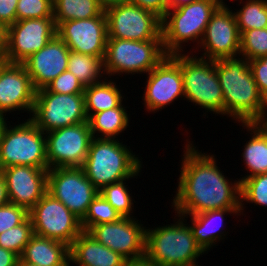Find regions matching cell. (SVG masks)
<instances>
[{"instance_id": "cell-26", "label": "cell", "mask_w": 267, "mask_h": 266, "mask_svg": "<svg viewBox=\"0 0 267 266\" xmlns=\"http://www.w3.org/2000/svg\"><path fill=\"white\" fill-rule=\"evenodd\" d=\"M116 82L104 76V81L84 88L85 111L87 118L91 115L118 107L124 98Z\"/></svg>"}, {"instance_id": "cell-2", "label": "cell", "mask_w": 267, "mask_h": 266, "mask_svg": "<svg viewBox=\"0 0 267 266\" xmlns=\"http://www.w3.org/2000/svg\"><path fill=\"white\" fill-rule=\"evenodd\" d=\"M214 62L223 91L224 115L238 123L259 122L267 112V102L258 90L249 62L242 57Z\"/></svg>"}, {"instance_id": "cell-16", "label": "cell", "mask_w": 267, "mask_h": 266, "mask_svg": "<svg viewBox=\"0 0 267 266\" xmlns=\"http://www.w3.org/2000/svg\"><path fill=\"white\" fill-rule=\"evenodd\" d=\"M228 6L221 5L211 15L200 48L201 58L220 60L240 56V33L235 14Z\"/></svg>"}, {"instance_id": "cell-33", "label": "cell", "mask_w": 267, "mask_h": 266, "mask_svg": "<svg viewBox=\"0 0 267 266\" xmlns=\"http://www.w3.org/2000/svg\"><path fill=\"white\" fill-rule=\"evenodd\" d=\"M127 180H122L119 182L112 183L103 187L99 193L108 201V203L122 216L131 218L133 213L132 207L134 203L132 202V197L129 194L127 185H125Z\"/></svg>"}, {"instance_id": "cell-50", "label": "cell", "mask_w": 267, "mask_h": 266, "mask_svg": "<svg viewBox=\"0 0 267 266\" xmlns=\"http://www.w3.org/2000/svg\"><path fill=\"white\" fill-rule=\"evenodd\" d=\"M5 119L6 118L4 116L0 115V135H1V132H2V129H3L5 122H7Z\"/></svg>"}, {"instance_id": "cell-44", "label": "cell", "mask_w": 267, "mask_h": 266, "mask_svg": "<svg viewBox=\"0 0 267 266\" xmlns=\"http://www.w3.org/2000/svg\"><path fill=\"white\" fill-rule=\"evenodd\" d=\"M124 266H158V265L147 260L144 257L138 260L127 261Z\"/></svg>"}, {"instance_id": "cell-47", "label": "cell", "mask_w": 267, "mask_h": 266, "mask_svg": "<svg viewBox=\"0 0 267 266\" xmlns=\"http://www.w3.org/2000/svg\"><path fill=\"white\" fill-rule=\"evenodd\" d=\"M6 29L0 24V51L3 53L5 49Z\"/></svg>"}, {"instance_id": "cell-37", "label": "cell", "mask_w": 267, "mask_h": 266, "mask_svg": "<svg viewBox=\"0 0 267 266\" xmlns=\"http://www.w3.org/2000/svg\"><path fill=\"white\" fill-rule=\"evenodd\" d=\"M28 218V210L25 207L8 203L0 206V234L18 226Z\"/></svg>"}, {"instance_id": "cell-12", "label": "cell", "mask_w": 267, "mask_h": 266, "mask_svg": "<svg viewBox=\"0 0 267 266\" xmlns=\"http://www.w3.org/2000/svg\"><path fill=\"white\" fill-rule=\"evenodd\" d=\"M47 192L82 220L99 190L82 167H57L48 169Z\"/></svg>"}, {"instance_id": "cell-13", "label": "cell", "mask_w": 267, "mask_h": 266, "mask_svg": "<svg viewBox=\"0 0 267 266\" xmlns=\"http://www.w3.org/2000/svg\"><path fill=\"white\" fill-rule=\"evenodd\" d=\"M53 17L16 21L6 29L3 60L22 63L43 48L57 33Z\"/></svg>"}, {"instance_id": "cell-28", "label": "cell", "mask_w": 267, "mask_h": 266, "mask_svg": "<svg viewBox=\"0 0 267 266\" xmlns=\"http://www.w3.org/2000/svg\"><path fill=\"white\" fill-rule=\"evenodd\" d=\"M52 6L56 27L68 20L97 17L105 11L98 0H53Z\"/></svg>"}, {"instance_id": "cell-46", "label": "cell", "mask_w": 267, "mask_h": 266, "mask_svg": "<svg viewBox=\"0 0 267 266\" xmlns=\"http://www.w3.org/2000/svg\"><path fill=\"white\" fill-rule=\"evenodd\" d=\"M126 0H98L99 4L106 9L107 7H110L112 5H116L120 2H124Z\"/></svg>"}, {"instance_id": "cell-32", "label": "cell", "mask_w": 267, "mask_h": 266, "mask_svg": "<svg viewBox=\"0 0 267 266\" xmlns=\"http://www.w3.org/2000/svg\"><path fill=\"white\" fill-rule=\"evenodd\" d=\"M33 235V225L28 217L20 225L14 226L0 234V247L14 252L20 257Z\"/></svg>"}, {"instance_id": "cell-24", "label": "cell", "mask_w": 267, "mask_h": 266, "mask_svg": "<svg viewBox=\"0 0 267 266\" xmlns=\"http://www.w3.org/2000/svg\"><path fill=\"white\" fill-rule=\"evenodd\" d=\"M240 211L241 209H218L189 215L192 217L190 220L192 223L189 226L191 227L193 236L196 243L204 252H208L216 244L217 240L220 241L222 239V236L224 239L226 235L222 231L224 215L235 213L237 216V214L241 215Z\"/></svg>"}, {"instance_id": "cell-17", "label": "cell", "mask_w": 267, "mask_h": 266, "mask_svg": "<svg viewBox=\"0 0 267 266\" xmlns=\"http://www.w3.org/2000/svg\"><path fill=\"white\" fill-rule=\"evenodd\" d=\"M133 217L93 226L88 233L99 243L119 253L127 261L145 257V230Z\"/></svg>"}, {"instance_id": "cell-21", "label": "cell", "mask_w": 267, "mask_h": 266, "mask_svg": "<svg viewBox=\"0 0 267 266\" xmlns=\"http://www.w3.org/2000/svg\"><path fill=\"white\" fill-rule=\"evenodd\" d=\"M70 49L56 34L43 48L22 62L35 90L45 88L68 68Z\"/></svg>"}, {"instance_id": "cell-3", "label": "cell", "mask_w": 267, "mask_h": 266, "mask_svg": "<svg viewBox=\"0 0 267 266\" xmlns=\"http://www.w3.org/2000/svg\"><path fill=\"white\" fill-rule=\"evenodd\" d=\"M117 139L92 138L82 166L86 177L100 191L103 187L139 176L141 159Z\"/></svg>"}, {"instance_id": "cell-30", "label": "cell", "mask_w": 267, "mask_h": 266, "mask_svg": "<svg viewBox=\"0 0 267 266\" xmlns=\"http://www.w3.org/2000/svg\"><path fill=\"white\" fill-rule=\"evenodd\" d=\"M234 14L240 35L247 30L267 28V0H248Z\"/></svg>"}, {"instance_id": "cell-11", "label": "cell", "mask_w": 267, "mask_h": 266, "mask_svg": "<svg viewBox=\"0 0 267 266\" xmlns=\"http://www.w3.org/2000/svg\"><path fill=\"white\" fill-rule=\"evenodd\" d=\"M34 234L70 246L83 231L81 220L48 192L28 211Z\"/></svg>"}, {"instance_id": "cell-29", "label": "cell", "mask_w": 267, "mask_h": 266, "mask_svg": "<svg viewBox=\"0 0 267 266\" xmlns=\"http://www.w3.org/2000/svg\"><path fill=\"white\" fill-rule=\"evenodd\" d=\"M103 59L104 57L70 51L67 70L74 74L85 88L103 80L101 79L103 78L102 75L105 76Z\"/></svg>"}, {"instance_id": "cell-6", "label": "cell", "mask_w": 267, "mask_h": 266, "mask_svg": "<svg viewBox=\"0 0 267 266\" xmlns=\"http://www.w3.org/2000/svg\"><path fill=\"white\" fill-rule=\"evenodd\" d=\"M7 125L0 135V170L15 165L48 169L45 133L29 118L14 127Z\"/></svg>"}, {"instance_id": "cell-25", "label": "cell", "mask_w": 267, "mask_h": 266, "mask_svg": "<svg viewBox=\"0 0 267 266\" xmlns=\"http://www.w3.org/2000/svg\"><path fill=\"white\" fill-rule=\"evenodd\" d=\"M248 131H251V139L247 141L242 152L246 170L250 171L249 175L238 179L240 183L246 177H252L258 174L267 173V132L258 123H242Z\"/></svg>"}, {"instance_id": "cell-1", "label": "cell", "mask_w": 267, "mask_h": 266, "mask_svg": "<svg viewBox=\"0 0 267 266\" xmlns=\"http://www.w3.org/2000/svg\"><path fill=\"white\" fill-rule=\"evenodd\" d=\"M189 141L184 147L178 188L172 206L177 215L218 209H241L240 181H229L217 166L216 158Z\"/></svg>"}, {"instance_id": "cell-18", "label": "cell", "mask_w": 267, "mask_h": 266, "mask_svg": "<svg viewBox=\"0 0 267 266\" xmlns=\"http://www.w3.org/2000/svg\"><path fill=\"white\" fill-rule=\"evenodd\" d=\"M56 33L70 51L95 57L105 56L108 37L105 11L97 17L61 22Z\"/></svg>"}, {"instance_id": "cell-40", "label": "cell", "mask_w": 267, "mask_h": 266, "mask_svg": "<svg viewBox=\"0 0 267 266\" xmlns=\"http://www.w3.org/2000/svg\"><path fill=\"white\" fill-rule=\"evenodd\" d=\"M17 3L18 0H0V24L5 29L17 21Z\"/></svg>"}, {"instance_id": "cell-9", "label": "cell", "mask_w": 267, "mask_h": 266, "mask_svg": "<svg viewBox=\"0 0 267 266\" xmlns=\"http://www.w3.org/2000/svg\"><path fill=\"white\" fill-rule=\"evenodd\" d=\"M32 117L44 133L88 121L84 93L61 94L46 88L36 91Z\"/></svg>"}, {"instance_id": "cell-23", "label": "cell", "mask_w": 267, "mask_h": 266, "mask_svg": "<svg viewBox=\"0 0 267 266\" xmlns=\"http://www.w3.org/2000/svg\"><path fill=\"white\" fill-rule=\"evenodd\" d=\"M20 258L37 266H70L69 246L34 234Z\"/></svg>"}, {"instance_id": "cell-5", "label": "cell", "mask_w": 267, "mask_h": 266, "mask_svg": "<svg viewBox=\"0 0 267 266\" xmlns=\"http://www.w3.org/2000/svg\"><path fill=\"white\" fill-rule=\"evenodd\" d=\"M220 5L213 0H195L189 4L168 9L161 20L162 43L166 55L181 54L185 42L198 46L204 36L211 15Z\"/></svg>"}, {"instance_id": "cell-34", "label": "cell", "mask_w": 267, "mask_h": 266, "mask_svg": "<svg viewBox=\"0 0 267 266\" xmlns=\"http://www.w3.org/2000/svg\"><path fill=\"white\" fill-rule=\"evenodd\" d=\"M241 211L243 213L244 203L251 202L255 205L267 206V173L246 177L240 183Z\"/></svg>"}, {"instance_id": "cell-38", "label": "cell", "mask_w": 267, "mask_h": 266, "mask_svg": "<svg viewBox=\"0 0 267 266\" xmlns=\"http://www.w3.org/2000/svg\"><path fill=\"white\" fill-rule=\"evenodd\" d=\"M49 92L61 94L84 93V87L77 77L68 70L61 73L52 80L46 87Z\"/></svg>"}, {"instance_id": "cell-35", "label": "cell", "mask_w": 267, "mask_h": 266, "mask_svg": "<svg viewBox=\"0 0 267 266\" xmlns=\"http://www.w3.org/2000/svg\"><path fill=\"white\" fill-rule=\"evenodd\" d=\"M240 55L247 61L267 55V28L251 29L240 35Z\"/></svg>"}, {"instance_id": "cell-52", "label": "cell", "mask_w": 267, "mask_h": 266, "mask_svg": "<svg viewBox=\"0 0 267 266\" xmlns=\"http://www.w3.org/2000/svg\"><path fill=\"white\" fill-rule=\"evenodd\" d=\"M219 5H225V3L223 2V0H219Z\"/></svg>"}, {"instance_id": "cell-43", "label": "cell", "mask_w": 267, "mask_h": 266, "mask_svg": "<svg viewBox=\"0 0 267 266\" xmlns=\"http://www.w3.org/2000/svg\"><path fill=\"white\" fill-rule=\"evenodd\" d=\"M9 203L8 194H7V187L6 181L3 175L0 173V206Z\"/></svg>"}, {"instance_id": "cell-8", "label": "cell", "mask_w": 267, "mask_h": 266, "mask_svg": "<svg viewBox=\"0 0 267 266\" xmlns=\"http://www.w3.org/2000/svg\"><path fill=\"white\" fill-rule=\"evenodd\" d=\"M197 57L180 54L184 98L201 106L207 112L224 115L223 91L216 73L215 62Z\"/></svg>"}, {"instance_id": "cell-49", "label": "cell", "mask_w": 267, "mask_h": 266, "mask_svg": "<svg viewBox=\"0 0 267 266\" xmlns=\"http://www.w3.org/2000/svg\"><path fill=\"white\" fill-rule=\"evenodd\" d=\"M16 266H37V265H33V264H30V263H27V262L23 261V260L19 257Z\"/></svg>"}, {"instance_id": "cell-15", "label": "cell", "mask_w": 267, "mask_h": 266, "mask_svg": "<svg viewBox=\"0 0 267 266\" xmlns=\"http://www.w3.org/2000/svg\"><path fill=\"white\" fill-rule=\"evenodd\" d=\"M148 75L143 96L147 111H158L185 97L180 54L166 55Z\"/></svg>"}, {"instance_id": "cell-51", "label": "cell", "mask_w": 267, "mask_h": 266, "mask_svg": "<svg viewBox=\"0 0 267 266\" xmlns=\"http://www.w3.org/2000/svg\"><path fill=\"white\" fill-rule=\"evenodd\" d=\"M3 53L0 51V64L3 62Z\"/></svg>"}, {"instance_id": "cell-4", "label": "cell", "mask_w": 267, "mask_h": 266, "mask_svg": "<svg viewBox=\"0 0 267 266\" xmlns=\"http://www.w3.org/2000/svg\"><path fill=\"white\" fill-rule=\"evenodd\" d=\"M178 216L175 224L145 230V258L158 266L195 265L205 253L185 224V217Z\"/></svg>"}, {"instance_id": "cell-20", "label": "cell", "mask_w": 267, "mask_h": 266, "mask_svg": "<svg viewBox=\"0 0 267 266\" xmlns=\"http://www.w3.org/2000/svg\"><path fill=\"white\" fill-rule=\"evenodd\" d=\"M10 203L28 211L47 193L48 169L15 165L0 170Z\"/></svg>"}, {"instance_id": "cell-41", "label": "cell", "mask_w": 267, "mask_h": 266, "mask_svg": "<svg viewBox=\"0 0 267 266\" xmlns=\"http://www.w3.org/2000/svg\"><path fill=\"white\" fill-rule=\"evenodd\" d=\"M132 4L139 6L147 11L152 12L161 20L164 18L168 11V6L165 0H126Z\"/></svg>"}, {"instance_id": "cell-27", "label": "cell", "mask_w": 267, "mask_h": 266, "mask_svg": "<svg viewBox=\"0 0 267 266\" xmlns=\"http://www.w3.org/2000/svg\"><path fill=\"white\" fill-rule=\"evenodd\" d=\"M122 104L118 107L95 113L88 118L92 137L115 139L127 128L130 120L128 119L127 110ZM98 133L101 134L99 135Z\"/></svg>"}, {"instance_id": "cell-19", "label": "cell", "mask_w": 267, "mask_h": 266, "mask_svg": "<svg viewBox=\"0 0 267 266\" xmlns=\"http://www.w3.org/2000/svg\"><path fill=\"white\" fill-rule=\"evenodd\" d=\"M36 90L31 77L22 63L0 64V115L7 112L28 111L32 113Z\"/></svg>"}, {"instance_id": "cell-42", "label": "cell", "mask_w": 267, "mask_h": 266, "mask_svg": "<svg viewBox=\"0 0 267 266\" xmlns=\"http://www.w3.org/2000/svg\"><path fill=\"white\" fill-rule=\"evenodd\" d=\"M18 259L14 252L0 247V266H16Z\"/></svg>"}, {"instance_id": "cell-14", "label": "cell", "mask_w": 267, "mask_h": 266, "mask_svg": "<svg viewBox=\"0 0 267 266\" xmlns=\"http://www.w3.org/2000/svg\"><path fill=\"white\" fill-rule=\"evenodd\" d=\"M48 169L82 167L92 134L88 121L45 133Z\"/></svg>"}, {"instance_id": "cell-31", "label": "cell", "mask_w": 267, "mask_h": 266, "mask_svg": "<svg viewBox=\"0 0 267 266\" xmlns=\"http://www.w3.org/2000/svg\"><path fill=\"white\" fill-rule=\"evenodd\" d=\"M121 218L122 216L98 193L81 220V226L83 231L88 232L95 225L116 222Z\"/></svg>"}, {"instance_id": "cell-48", "label": "cell", "mask_w": 267, "mask_h": 266, "mask_svg": "<svg viewBox=\"0 0 267 266\" xmlns=\"http://www.w3.org/2000/svg\"><path fill=\"white\" fill-rule=\"evenodd\" d=\"M264 130L267 132V113L263 116V118L258 122Z\"/></svg>"}, {"instance_id": "cell-10", "label": "cell", "mask_w": 267, "mask_h": 266, "mask_svg": "<svg viewBox=\"0 0 267 266\" xmlns=\"http://www.w3.org/2000/svg\"><path fill=\"white\" fill-rule=\"evenodd\" d=\"M107 38L133 41L162 40L161 19L128 1L105 9Z\"/></svg>"}, {"instance_id": "cell-7", "label": "cell", "mask_w": 267, "mask_h": 266, "mask_svg": "<svg viewBox=\"0 0 267 266\" xmlns=\"http://www.w3.org/2000/svg\"><path fill=\"white\" fill-rule=\"evenodd\" d=\"M165 56L162 40L107 38L103 69L108 78L117 73L148 74Z\"/></svg>"}, {"instance_id": "cell-45", "label": "cell", "mask_w": 267, "mask_h": 266, "mask_svg": "<svg viewBox=\"0 0 267 266\" xmlns=\"http://www.w3.org/2000/svg\"><path fill=\"white\" fill-rule=\"evenodd\" d=\"M194 1L195 0H165L168 6V9H175V8H178L179 6L189 4Z\"/></svg>"}, {"instance_id": "cell-36", "label": "cell", "mask_w": 267, "mask_h": 266, "mask_svg": "<svg viewBox=\"0 0 267 266\" xmlns=\"http://www.w3.org/2000/svg\"><path fill=\"white\" fill-rule=\"evenodd\" d=\"M53 0H18L17 21L31 18L53 17Z\"/></svg>"}, {"instance_id": "cell-39", "label": "cell", "mask_w": 267, "mask_h": 266, "mask_svg": "<svg viewBox=\"0 0 267 266\" xmlns=\"http://www.w3.org/2000/svg\"><path fill=\"white\" fill-rule=\"evenodd\" d=\"M248 62L258 90L267 102V55Z\"/></svg>"}, {"instance_id": "cell-22", "label": "cell", "mask_w": 267, "mask_h": 266, "mask_svg": "<svg viewBox=\"0 0 267 266\" xmlns=\"http://www.w3.org/2000/svg\"><path fill=\"white\" fill-rule=\"evenodd\" d=\"M70 262L78 266H124L127 260L82 231L69 246Z\"/></svg>"}]
</instances>
